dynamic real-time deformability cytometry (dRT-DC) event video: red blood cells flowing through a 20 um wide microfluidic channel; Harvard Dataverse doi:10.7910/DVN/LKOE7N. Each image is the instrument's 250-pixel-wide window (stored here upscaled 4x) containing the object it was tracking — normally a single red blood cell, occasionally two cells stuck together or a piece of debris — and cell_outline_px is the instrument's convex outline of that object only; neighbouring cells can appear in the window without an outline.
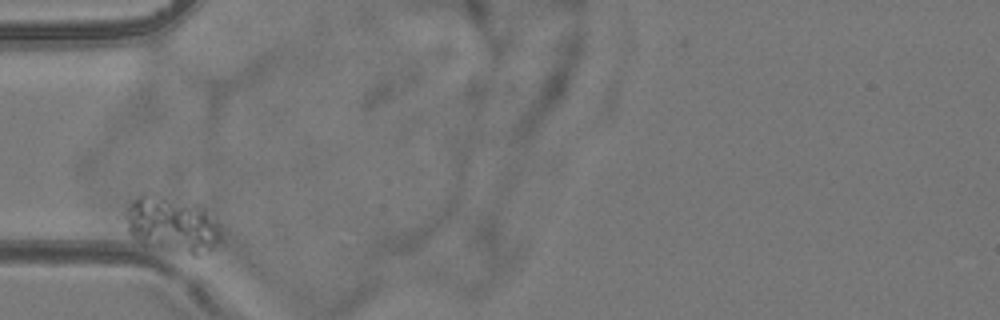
{"species": "common noctule bat (a hibernating species)", "species_latin": "Nyctalus noctula", "temperature_condition": "room temperature", "stored_images_in_passage": 3, "camera_frame_rate_fps": 3000, "um_per_image_px": 0.085, "animal": {"sex": "female", "body_mass_g": 24.6, "forearm_length_mm": 56.2}, "frame": {"image": 1, "passage_image": 1, "time_ms": 0.0, "image_size_px": [1000, 320], "cell_outline_px": [[216, 240], [212, 248], [196, 256], [192, 256], [140, 244], [128, 232], [124, 216], [124, 212], [128, 200], [140, 192], [156, 192], [204, 204], [216, 228]], "centroid_in_image_um": [14.46, 18.99], "position_along_channel_um": 70.5, "area_um2": 32.08}}
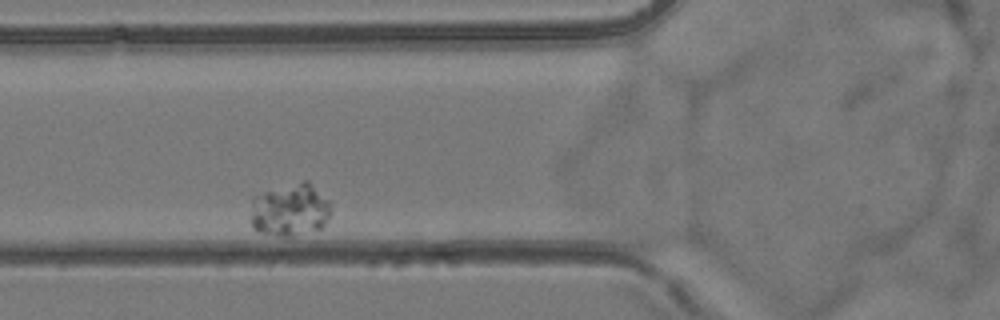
{"frame": {"image": 2, "passage_image": 2, "time_ms": 1.0, "image_size_px": [1000, 320], "cell_outline_px": [[332, 212], [324, 224], [320, 228], [296, 236], [276, 236], [260, 232], [252, 228], [252, 196], [264, 192], [304, 180], [308, 180], [332, 204]], "centroid_in_image_um": [24.68, 17.85], "position_along_channel_um": 101.1, "area_um2": 24.74}}
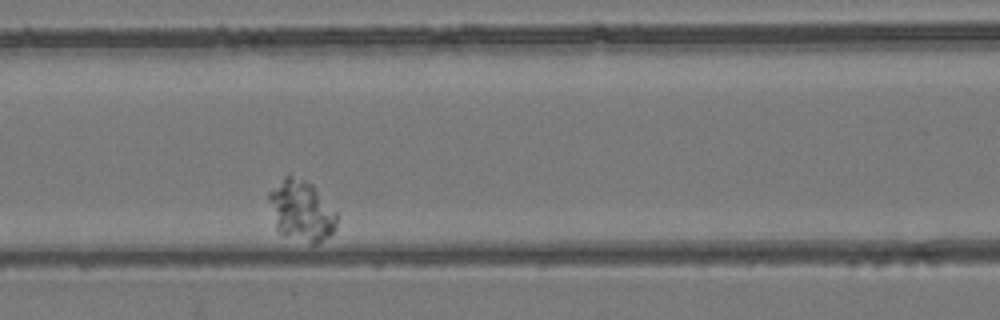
{"frame": {"image": 3, "passage_image": 3, "time_ms": 2.333, "image_size_px": [1000, 320], "cell_outline_px": [[336, 224], [332, 232], [328, 236], [316, 244], [312, 244], [280, 232], [276, 228], [268, 200], [268, 192], [284, 176], [292, 176], [304, 180], [312, 184], [336, 212]], "centroid_in_image_um": [25.59, 17.89], "position_along_channel_um": 141.0, "area_um2": 23.52}}